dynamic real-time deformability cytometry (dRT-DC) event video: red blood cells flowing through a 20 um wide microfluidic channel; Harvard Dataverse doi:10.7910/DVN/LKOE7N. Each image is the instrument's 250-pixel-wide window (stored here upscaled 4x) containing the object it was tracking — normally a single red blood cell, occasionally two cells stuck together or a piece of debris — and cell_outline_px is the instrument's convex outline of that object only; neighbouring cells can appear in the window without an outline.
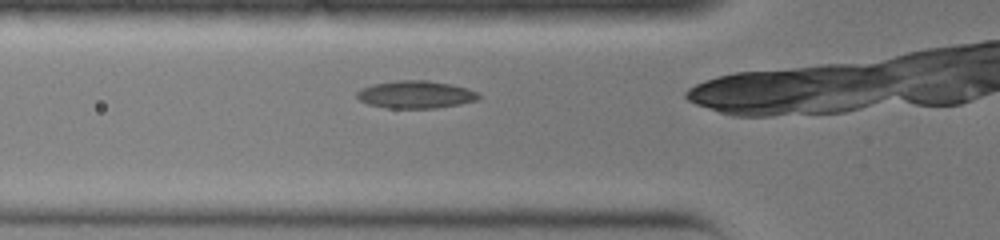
{"species": "common noctule bat (a hibernating species)", "species_latin": "Nyctalus noctula", "temperature_condition": "warm", "stored_images_in_passage": 19, "camera_frame_rate_fps": 3000, "um_per_image_px": 0.085, "animal": {"sex": "female", "body_mass_g": 19.0, "forearm_length_mm": 51.5}, "frame": {"image": 1, "passage_image": 4, "time_ms": 1.0, "image_size_px": [1000, 240], "cell_outline_px": [[480, 96], [476, 100], [460, 104], [436, 108], [388, 108], [368, 104], [360, 100], [356, 96], [356, 92], [360, 88], [372, 84], [400, 80], [428, 80], [452, 84], [468, 88], [476, 92]], "centroid_in_image_um": [35.31, 8.03], "position_along_channel_um": 90.5, "area_um2": 19.59}}
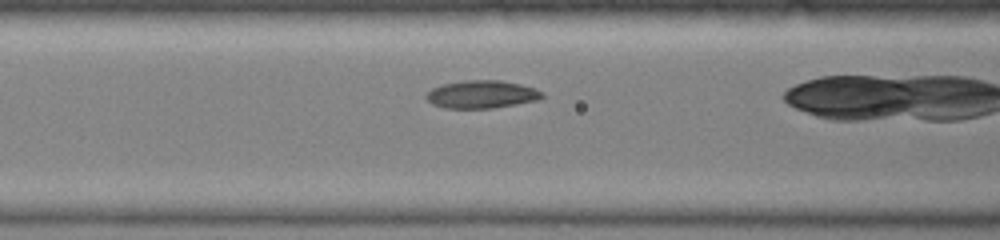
{"frame": {"image": 2, "passage_image": 6, "time_ms": 1.667, "image_size_px": [1000, 240], "cell_outline_px": [[544, 96], [536, 100], [516, 104], [492, 108], [444, 108], [432, 104], [424, 96], [432, 88], [440, 84], [464, 80], [500, 80], [520, 84], [536, 88], [544, 92]], "centroid_in_image_um": [40.93, 8.01], "position_along_channel_um": 125.7, "area_um2": 18.9}}